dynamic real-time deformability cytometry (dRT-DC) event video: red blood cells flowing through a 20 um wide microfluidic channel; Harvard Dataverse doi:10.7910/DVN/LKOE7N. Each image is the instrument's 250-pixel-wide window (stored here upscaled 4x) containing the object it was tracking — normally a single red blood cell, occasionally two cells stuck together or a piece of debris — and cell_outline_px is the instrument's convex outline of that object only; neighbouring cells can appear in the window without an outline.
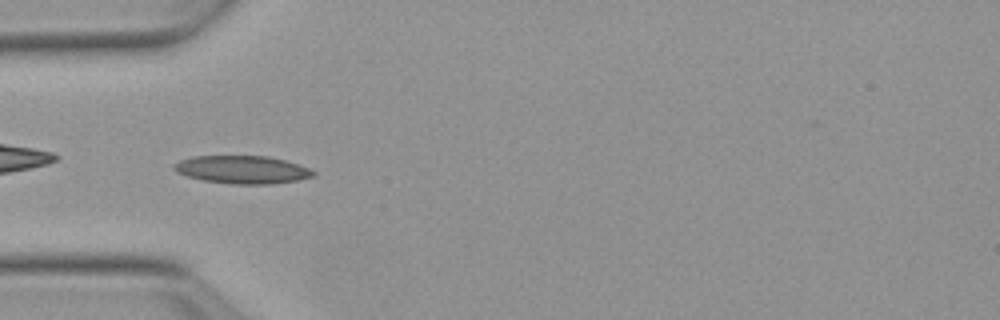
{"species": "Egyptian fruit bat (a non-hibernating species)", "species_latin": "Rousettus aegyptiacus", "temperature_condition": "warm", "stored_images_in_passage": 38, "camera_frame_rate_fps": 3000, "um_per_image_px": 0.085, "animal": {"sex": "female"}, "frame": {"image": 1, "passage_image": 1, "time_ms": 0.0, "image_size_px": [1000, 320], "cell_outline_px": [[316, 172], [312, 176], [296, 180], [272, 184], [232, 184], [204, 180], [188, 176], [176, 172], [172, 168], [172, 164], [180, 160], [192, 156], [268, 156], [284, 160], [308, 168]], "centroid_in_image_um": [20.54, 14.41], "position_along_channel_um": 64.5, "area_um2": 22.48}}
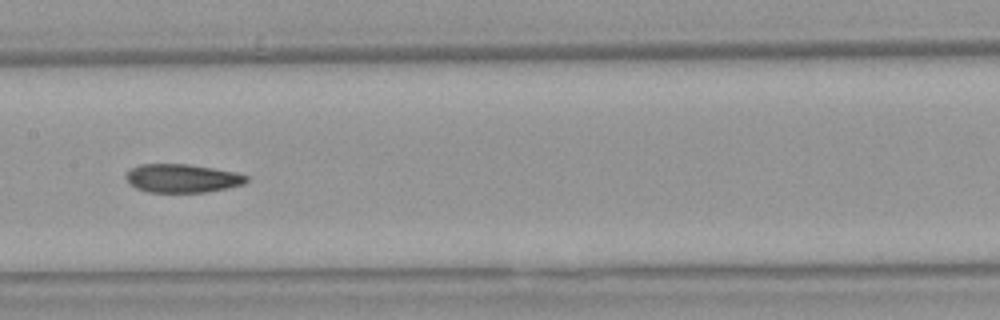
{"frame": {"image": 2, "passage_image": 11, "time_ms": 3.333, "image_size_px": [1000, 320], "cell_outline_px": [[248, 180], [244, 184], [228, 188], [208, 192], [148, 192], [136, 188], [128, 184], [124, 176], [128, 168], [140, 164], [188, 164], [236, 172], [248, 176]], "centroid_in_image_um": [15.44, 15.15], "position_along_channel_um": 192.0, "area_um2": 20.29}}
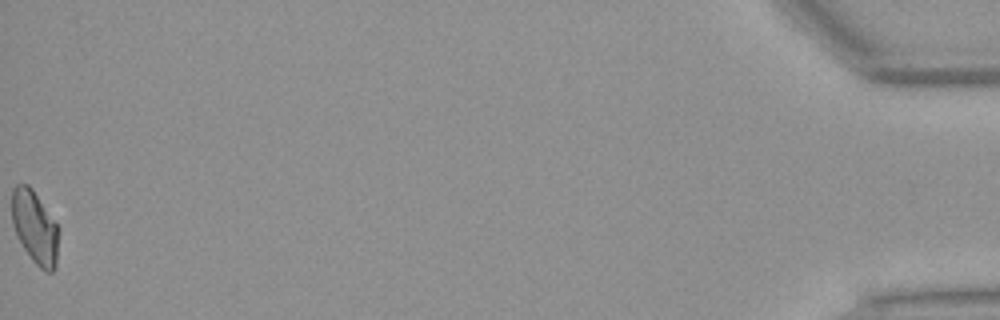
{"frame": {"image": 3, "passage_image": 38, "time_ms": 12.333, "image_size_px": [1000, 320], "cell_outline_px": [[60, 232], [56, 268], [52, 272], [44, 272], [32, 260], [16, 236], [12, 224], [12, 188], [16, 184], [28, 184], [32, 188], [60, 228]], "centroid_in_image_um": [2.99, 19.34], "position_along_channel_um": 432.2, "area_um2": 20.35}, "authors_computed_cell_mechanics": {"area_um2": 20.3456, "velocity_mm_per_s": 3.8443, "shape_relaxation_time_tau1_ms": null, "shape_relaxation_time_tau2_ms": 2.7685, "deformation_change_tau1": null, "deformation_change_tau2": 0.0836}}